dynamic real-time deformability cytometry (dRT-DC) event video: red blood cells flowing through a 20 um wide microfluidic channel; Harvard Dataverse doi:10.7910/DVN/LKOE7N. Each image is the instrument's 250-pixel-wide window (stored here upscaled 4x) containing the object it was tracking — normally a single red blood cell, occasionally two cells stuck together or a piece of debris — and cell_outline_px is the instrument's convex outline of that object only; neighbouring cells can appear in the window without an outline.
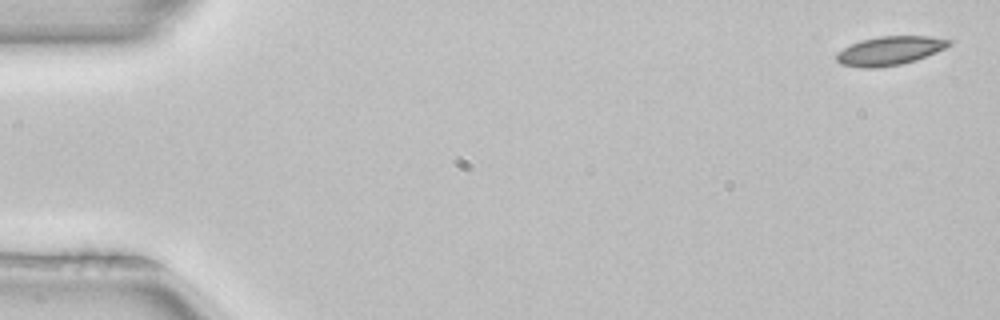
{"species": "common noctule bat (a hibernating species)", "species_latin": "Nyctalus noctula", "temperature_condition": "room temperature", "stored_images_in_passage": 3, "camera_frame_rate_fps": 3000, "um_per_image_px": 0.085, "animal": {"sex": "female", "body_mass_g": 22.7, "forearm_length_mm": 54.2}, "frame": {"image": 1, "passage_image": 1, "time_ms": 0.0, "image_size_px": [1000, 320], "cell_outline_px": [[952, 44], [936, 52], [916, 60], [900, 64], [876, 68], [864, 68], [840, 64], [836, 60], [836, 52], [860, 40], [880, 36], [928, 36], [952, 40]], "centroid_in_image_um": [75.61, 4.31], "position_along_channel_um": 9.4, "area_um2": 18.84}}
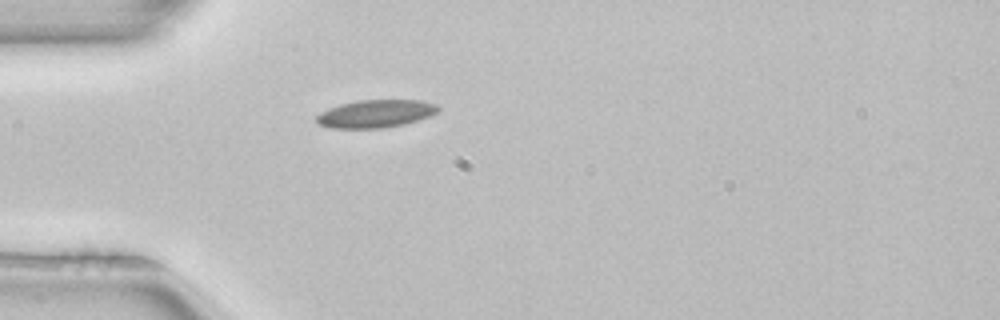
{"frame": {"image": 2, "passage_image": 3, "time_ms": 0.667, "image_size_px": [1000, 320], "cell_outline_px": [[440, 108], [436, 112], [428, 116], [404, 124], [384, 128], [328, 128], [316, 124], [316, 116], [320, 112], [328, 108], [340, 104], [360, 100], [420, 100], [436, 104]], "centroid_in_image_um": [31.87, 9.67], "position_along_channel_um": 53.1, "area_um2": 19.71}}